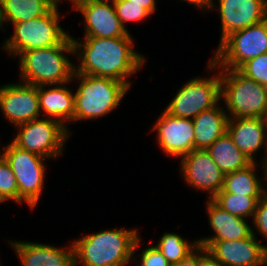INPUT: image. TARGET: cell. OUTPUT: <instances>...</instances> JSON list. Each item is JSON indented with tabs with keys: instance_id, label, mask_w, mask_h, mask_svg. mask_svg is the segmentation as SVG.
I'll return each instance as SVG.
<instances>
[{
	"instance_id": "obj_1",
	"label": "cell",
	"mask_w": 267,
	"mask_h": 266,
	"mask_svg": "<svg viewBox=\"0 0 267 266\" xmlns=\"http://www.w3.org/2000/svg\"><path fill=\"white\" fill-rule=\"evenodd\" d=\"M71 39L80 61L77 67L75 65L77 74L113 78L130 88L129 77L141 69L146 60L133 49L135 44L130 33L115 38L84 37L83 43Z\"/></svg>"
},
{
	"instance_id": "obj_2",
	"label": "cell",
	"mask_w": 267,
	"mask_h": 266,
	"mask_svg": "<svg viewBox=\"0 0 267 266\" xmlns=\"http://www.w3.org/2000/svg\"><path fill=\"white\" fill-rule=\"evenodd\" d=\"M136 229H111L88 234L72 243L74 266H126L140 246ZM80 262V263H79Z\"/></svg>"
},
{
	"instance_id": "obj_3",
	"label": "cell",
	"mask_w": 267,
	"mask_h": 266,
	"mask_svg": "<svg viewBox=\"0 0 267 266\" xmlns=\"http://www.w3.org/2000/svg\"><path fill=\"white\" fill-rule=\"evenodd\" d=\"M66 52L75 54L71 35L60 45L23 52L19 56L22 82L39 87L73 81L75 64L64 55Z\"/></svg>"
},
{
	"instance_id": "obj_4",
	"label": "cell",
	"mask_w": 267,
	"mask_h": 266,
	"mask_svg": "<svg viewBox=\"0 0 267 266\" xmlns=\"http://www.w3.org/2000/svg\"><path fill=\"white\" fill-rule=\"evenodd\" d=\"M80 80L74 93V121L100 118L113 111L130 89L125 83L113 78L77 74Z\"/></svg>"
},
{
	"instance_id": "obj_5",
	"label": "cell",
	"mask_w": 267,
	"mask_h": 266,
	"mask_svg": "<svg viewBox=\"0 0 267 266\" xmlns=\"http://www.w3.org/2000/svg\"><path fill=\"white\" fill-rule=\"evenodd\" d=\"M221 98L229 118H266L267 87L236 69H220ZM231 117H230V116Z\"/></svg>"
},
{
	"instance_id": "obj_6",
	"label": "cell",
	"mask_w": 267,
	"mask_h": 266,
	"mask_svg": "<svg viewBox=\"0 0 267 266\" xmlns=\"http://www.w3.org/2000/svg\"><path fill=\"white\" fill-rule=\"evenodd\" d=\"M264 53H267V19L226 36L219 43L208 70H238L245 62Z\"/></svg>"
},
{
	"instance_id": "obj_7",
	"label": "cell",
	"mask_w": 267,
	"mask_h": 266,
	"mask_svg": "<svg viewBox=\"0 0 267 266\" xmlns=\"http://www.w3.org/2000/svg\"><path fill=\"white\" fill-rule=\"evenodd\" d=\"M58 11L55 5L43 16L13 24L14 33L5 40L3 48L12 56L19 57L26 51L60 45L69 34L59 25Z\"/></svg>"
},
{
	"instance_id": "obj_8",
	"label": "cell",
	"mask_w": 267,
	"mask_h": 266,
	"mask_svg": "<svg viewBox=\"0 0 267 266\" xmlns=\"http://www.w3.org/2000/svg\"><path fill=\"white\" fill-rule=\"evenodd\" d=\"M0 155L7 161L18 184V203L23 201L34 209L40 200L44 186L46 159L38 154L22 150L12 142L3 148Z\"/></svg>"
},
{
	"instance_id": "obj_9",
	"label": "cell",
	"mask_w": 267,
	"mask_h": 266,
	"mask_svg": "<svg viewBox=\"0 0 267 266\" xmlns=\"http://www.w3.org/2000/svg\"><path fill=\"white\" fill-rule=\"evenodd\" d=\"M16 127L19 131L11 142L22 150L46 159L62 155L65 142L71 134L61 122L51 118H39Z\"/></svg>"
},
{
	"instance_id": "obj_10",
	"label": "cell",
	"mask_w": 267,
	"mask_h": 266,
	"mask_svg": "<svg viewBox=\"0 0 267 266\" xmlns=\"http://www.w3.org/2000/svg\"><path fill=\"white\" fill-rule=\"evenodd\" d=\"M192 78L182 85L165 112L177 118L193 119L202 111L217 106L221 99V76Z\"/></svg>"
},
{
	"instance_id": "obj_11",
	"label": "cell",
	"mask_w": 267,
	"mask_h": 266,
	"mask_svg": "<svg viewBox=\"0 0 267 266\" xmlns=\"http://www.w3.org/2000/svg\"><path fill=\"white\" fill-rule=\"evenodd\" d=\"M208 255L222 266L267 265V245H262L252 231L250 237L239 240H197Z\"/></svg>"
},
{
	"instance_id": "obj_12",
	"label": "cell",
	"mask_w": 267,
	"mask_h": 266,
	"mask_svg": "<svg viewBox=\"0 0 267 266\" xmlns=\"http://www.w3.org/2000/svg\"><path fill=\"white\" fill-rule=\"evenodd\" d=\"M0 110L13 126L39 119L38 87L23 82L0 86Z\"/></svg>"
},
{
	"instance_id": "obj_13",
	"label": "cell",
	"mask_w": 267,
	"mask_h": 266,
	"mask_svg": "<svg viewBox=\"0 0 267 266\" xmlns=\"http://www.w3.org/2000/svg\"><path fill=\"white\" fill-rule=\"evenodd\" d=\"M184 180L189 186L209 192L212 199L223 186L224 174L204 149H193L181 158Z\"/></svg>"
},
{
	"instance_id": "obj_14",
	"label": "cell",
	"mask_w": 267,
	"mask_h": 266,
	"mask_svg": "<svg viewBox=\"0 0 267 266\" xmlns=\"http://www.w3.org/2000/svg\"><path fill=\"white\" fill-rule=\"evenodd\" d=\"M72 5L85 19V37L115 38L129 34L117 17L112 0H85Z\"/></svg>"
},
{
	"instance_id": "obj_15",
	"label": "cell",
	"mask_w": 267,
	"mask_h": 266,
	"mask_svg": "<svg viewBox=\"0 0 267 266\" xmlns=\"http://www.w3.org/2000/svg\"><path fill=\"white\" fill-rule=\"evenodd\" d=\"M157 131L159 147L173 157H183L194 149L193 120L177 118L162 112L152 131Z\"/></svg>"
},
{
	"instance_id": "obj_16",
	"label": "cell",
	"mask_w": 267,
	"mask_h": 266,
	"mask_svg": "<svg viewBox=\"0 0 267 266\" xmlns=\"http://www.w3.org/2000/svg\"><path fill=\"white\" fill-rule=\"evenodd\" d=\"M221 19L220 42L230 33L267 19V0H218Z\"/></svg>"
},
{
	"instance_id": "obj_17",
	"label": "cell",
	"mask_w": 267,
	"mask_h": 266,
	"mask_svg": "<svg viewBox=\"0 0 267 266\" xmlns=\"http://www.w3.org/2000/svg\"><path fill=\"white\" fill-rule=\"evenodd\" d=\"M227 133L232 138L233 143L251 162H256L254 155L260 148L265 147V157L260 162L262 166H265L264 163L267 158L266 118H229Z\"/></svg>"
},
{
	"instance_id": "obj_18",
	"label": "cell",
	"mask_w": 267,
	"mask_h": 266,
	"mask_svg": "<svg viewBox=\"0 0 267 266\" xmlns=\"http://www.w3.org/2000/svg\"><path fill=\"white\" fill-rule=\"evenodd\" d=\"M11 246L20 259L22 266H74L72 244L57 248L48 244L11 240Z\"/></svg>"
},
{
	"instance_id": "obj_19",
	"label": "cell",
	"mask_w": 267,
	"mask_h": 266,
	"mask_svg": "<svg viewBox=\"0 0 267 266\" xmlns=\"http://www.w3.org/2000/svg\"><path fill=\"white\" fill-rule=\"evenodd\" d=\"M206 208L209 224L215 235L199 240H239L252 235L253 229L246 219L230 214L211 199L207 201Z\"/></svg>"
},
{
	"instance_id": "obj_20",
	"label": "cell",
	"mask_w": 267,
	"mask_h": 266,
	"mask_svg": "<svg viewBox=\"0 0 267 266\" xmlns=\"http://www.w3.org/2000/svg\"><path fill=\"white\" fill-rule=\"evenodd\" d=\"M53 86L48 89V85L38 87L39 109L46 118L55 119L66 127V121H74V93L65 83Z\"/></svg>"
},
{
	"instance_id": "obj_21",
	"label": "cell",
	"mask_w": 267,
	"mask_h": 266,
	"mask_svg": "<svg viewBox=\"0 0 267 266\" xmlns=\"http://www.w3.org/2000/svg\"><path fill=\"white\" fill-rule=\"evenodd\" d=\"M218 105L194 117V149L207 150L227 132L228 114Z\"/></svg>"
},
{
	"instance_id": "obj_22",
	"label": "cell",
	"mask_w": 267,
	"mask_h": 266,
	"mask_svg": "<svg viewBox=\"0 0 267 266\" xmlns=\"http://www.w3.org/2000/svg\"><path fill=\"white\" fill-rule=\"evenodd\" d=\"M256 166L258 167L257 162H252L243 169L225 174L222 189L218 193L263 196L267 192V169L262 166L264 177L260 179L255 173ZM262 181L265 182L266 186L262 185Z\"/></svg>"
},
{
	"instance_id": "obj_23",
	"label": "cell",
	"mask_w": 267,
	"mask_h": 266,
	"mask_svg": "<svg viewBox=\"0 0 267 266\" xmlns=\"http://www.w3.org/2000/svg\"><path fill=\"white\" fill-rule=\"evenodd\" d=\"M55 4L51 0H0V21L26 22L47 14Z\"/></svg>"
},
{
	"instance_id": "obj_24",
	"label": "cell",
	"mask_w": 267,
	"mask_h": 266,
	"mask_svg": "<svg viewBox=\"0 0 267 266\" xmlns=\"http://www.w3.org/2000/svg\"><path fill=\"white\" fill-rule=\"evenodd\" d=\"M207 151L224 175L243 169L252 163L233 143L227 132L219 137Z\"/></svg>"
},
{
	"instance_id": "obj_25",
	"label": "cell",
	"mask_w": 267,
	"mask_h": 266,
	"mask_svg": "<svg viewBox=\"0 0 267 266\" xmlns=\"http://www.w3.org/2000/svg\"><path fill=\"white\" fill-rule=\"evenodd\" d=\"M261 197L217 193L211 200L230 214L246 219L248 216H254L257 202Z\"/></svg>"
},
{
	"instance_id": "obj_26",
	"label": "cell",
	"mask_w": 267,
	"mask_h": 266,
	"mask_svg": "<svg viewBox=\"0 0 267 266\" xmlns=\"http://www.w3.org/2000/svg\"><path fill=\"white\" fill-rule=\"evenodd\" d=\"M197 246L198 241L188 242L176 233H164L158 244H155V247L171 265L183 260Z\"/></svg>"
},
{
	"instance_id": "obj_27",
	"label": "cell",
	"mask_w": 267,
	"mask_h": 266,
	"mask_svg": "<svg viewBox=\"0 0 267 266\" xmlns=\"http://www.w3.org/2000/svg\"><path fill=\"white\" fill-rule=\"evenodd\" d=\"M0 199L18 203V184L12 168L0 155Z\"/></svg>"
},
{
	"instance_id": "obj_28",
	"label": "cell",
	"mask_w": 267,
	"mask_h": 266,
	"mask_svg": "<svg viewBox=\"0 0 267 266\" xmlns=\"http://www.w3.org/2000/svg\"><path fill=\"white\" fill-rule=\"evenodd\" d=\"M122 26L126 29L127 22L140 21L151 15L146 9L136 3H129L128 0H112Z\"/></svg>"
},
{
	"instance_id": "obj_29",
	"label": "cell",
	"mask_w": 267,
	"mask_h": 266,
	"mask_svg": "<svg viewBox=\"0 0 267 266\" xmlns=\"http://www.w3.org/2000/svg\"><path fill=\"white\" fill-rule=\"evenodd\" d=\"M238 71L245 77L267 87V53L245 62Z\"/></svg>"
},
{
	"instance_id": "obj_30",
	"label": "cell",
	"mask_w": 267,
	"mask_h": 266,
	"mask_svg": "<svg viewBox=\"0 0 267 266\" xmlns=\"http://www.w3.org/2000/svg\"><path fill=\"white\" fill-rule=\"evenodd\" d=\"M252 219L257 232L267 239V192L258 200Z\"/></svg>"
},
{
	"instance_id": "obj_31",
	"label": "cell",
	"mask_w": 267,
	"mask_h": 266,
	"mask_svg": "<svg viewBox=\"0 0 267 266\" xmlns=\"http://www.w3.org/2000/svg\"><path fill=\"white\" fill-rule=\"evenodd\" d=\"M140 266H171L163 254L153 245L142 250Z\"/></svg>"
},
{
	"instance_id": "obj_32",
	"label": "cell",
	"mask_w": 267,
	"mask_h": 266,
	"mask_svg": "<svg viewBox=\"0 0 267 266\" xmlns=\"http://www.w3.org/2000/svg\"><path fill=\"white\" fill-rule=\"evenodd\" d=\"M195 251V252H194ZM208 256L207 249L198 245L183 260L171 266H200L201 262Z\"/></svg>"
},
{
	"instance_id": "obj_33",
	"label": "cell",
	"mask_w": 267,
	"mask_h": 266,
	"mask_svg": "<svg viewBox=\"0 0 267 266\" xmlns=\"http://www.w3.org/2000/svg\"><path fill=\"white\" fill-rule=\"evenodd\" d=\"M183 1H187L189 4L197 6L198 8H200V10L204 9L209 10L216 7L213 3L214 2L213 0H183Z\"/></svg>"
},
{
	"instance_id": "obj_34",
	"label": "cell",
	"mask_w": 267,
	"mask_h": 266,
	"mask_svg": "<svg viewBox=\"0 0 267 266\" xmlns=\"http://www.w3.org/2000/svg\"><path fill=\"white\" fill-rule=\"evenodd\" d=\"M129 3H136L146 9L150 14L156 9V0H128Z\"/></svg>"
},
{
	"instance_id": "obj_35",
	"label": "cell",
	"mask_w": 267,
	"mask_h": 266,
	"mask_svg": "<svg viewBox=\"0 0 267 266\" xmlns=\"http://www.w3.org/2000/svg\"><path fill=\"white\" fill-rule=\"evenodd\" d=\"M200 266H222L220 263L214 261L209 255L201 262Z\"/></svg>"
},
{
	"instance_id": "obj_36",
	"label": "cell",
	"mask_w": 267,
	"mask_h": 266,
	"mask_svg": "<svg viewBox=\"0 0 267 266\" xmlns=\"http://www.w3.org/2000/svg\"><path fill=\"white\" fill-rule=\"evenodd\" d=\"M55 5H58V3L61 1V0H51Z\"/></svg>"
},
{
	"instance_id": "obj_37",
	"label": "cell",
	"mask_w": 267,
	"mask_h": 266,
	"mask_svg": "<svg viewBox=\"0 0 267 266\" xmlns=\"http://www.w3.org/2000/svg\"><path fill=\"white\" fill-rule=\"evenodd\" d=\"M72 2H82V1H85V0H71Z\"/></svg>"
},
{
	"instance_id": "obj_38",
	"label": "cell",
	"mask_w": 267,
	"mask_h": 266,
	"mask_svg": "<svg viewBox=\"0 0 267 266\" xmlns=\"http://www.w3.org/2000/svg\"><path fill=\"white\" fill-rule=\"evenodd\" d=\"M264 165H265V167L267 169V158H266V161H265Z\"/></svg>"
}]
</instances>
